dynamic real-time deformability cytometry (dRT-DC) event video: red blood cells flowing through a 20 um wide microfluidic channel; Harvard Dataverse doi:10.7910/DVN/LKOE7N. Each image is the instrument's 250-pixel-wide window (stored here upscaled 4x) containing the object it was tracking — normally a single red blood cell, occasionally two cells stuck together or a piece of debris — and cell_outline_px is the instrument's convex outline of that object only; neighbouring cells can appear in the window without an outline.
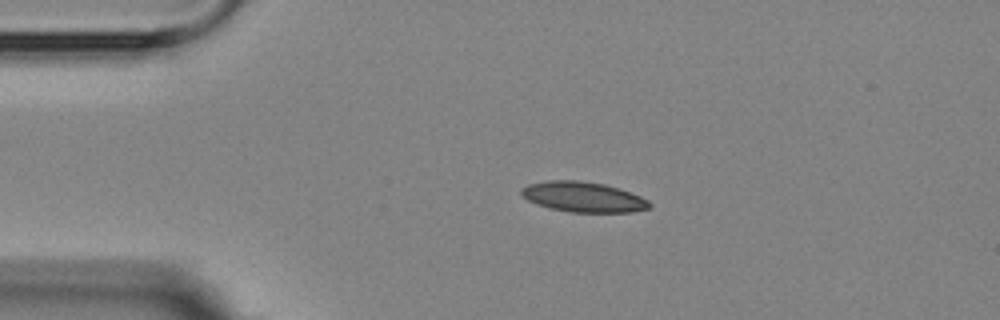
{"species": "Egyptian fruit bat (a non-hibernating species)", "species_latin": "Rousettus aegyptiacus", "temperature_condition": "room temperature", "stored_images_in_passage": 2, "camera_frame_rate_fps": 3000, "um_per_image_px": 0.085, "animal": {"sex": "female"}, "frame": {"image": 1, "passage_image": 1, "time_ms": 0.0, "image_size_px": [1000, 320], "cell_outline_px": [[652, 208], [632, 212], [572, 212], [548, 208], [536, 204], [528, 200], [520, 192], [520, 188], [528, 184], [548, 180], [580, 180], [604, 184], [640, 196], [648, 200], [652, 204]], "centroid_in_image_um": [49.56, 16.74], "position_along_channel_um": 35.4, "area_um2": 22.6}}